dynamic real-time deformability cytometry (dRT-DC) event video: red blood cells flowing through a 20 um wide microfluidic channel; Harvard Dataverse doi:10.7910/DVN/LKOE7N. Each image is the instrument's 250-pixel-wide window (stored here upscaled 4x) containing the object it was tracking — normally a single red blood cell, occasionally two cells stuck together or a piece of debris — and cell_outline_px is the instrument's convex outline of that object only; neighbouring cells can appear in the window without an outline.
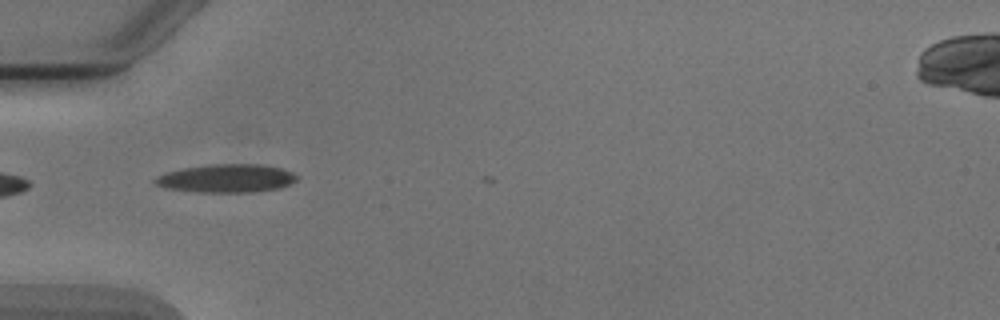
{"species": "Egyptian fruit bat (a non-hibernating species)", "species_latin": "Rousettus aegyptiacus", "temperature_condition": "cold", "stored_images_in_passage": 7, "camera_frame_rate_fps": 3000, "um_per_image_px": 0.085, "animal": {"sex": "male"}, "frame": {"image": 1, "passage_image": 5, "time_ms": 5.0, "image_size_px": [1000, 320], "cell_outline_px": [[300, 176], [296, 180], [280, 188], [252, 192], [200, 192], [164, 188], [156, 184], [152, 180], [156, 176], [168, 172], [184, 168], [212, 164], [260, 164], [284, 168]], "centroid_in_image_um": [19.28, 15.15], "position_along_channel_um": 65.7, "area_um2": 23.41}}
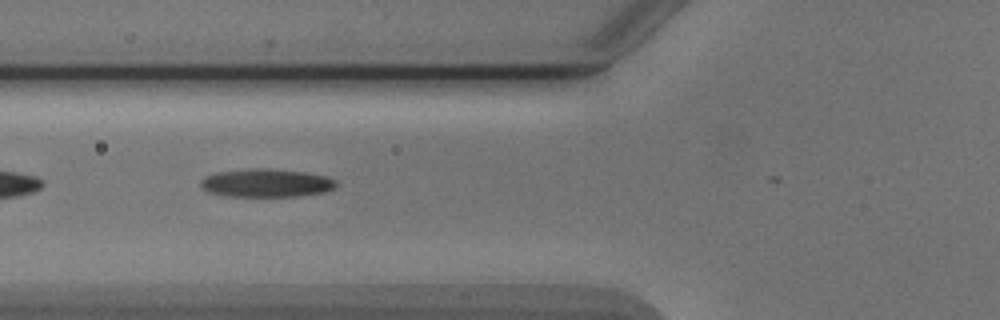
{"frame": {"image": 2, "passage_image": 6, "time_ms": 6.0, "image_size_px": [1000, 320], "cell_outline_px": [[340, 184], [336, 188], [324, 192], [300, 196], [228, 196], [208, 192], [200, 188], [200, 180], [204, 176], [216, 172], [252, 168], [268, 168], [304, 172], [328, 176], [336, 180]], "centroid_in_image_um": [22.65, 15.55], "position_along_channel_um": 103.1, "area_um2": 22.66}}